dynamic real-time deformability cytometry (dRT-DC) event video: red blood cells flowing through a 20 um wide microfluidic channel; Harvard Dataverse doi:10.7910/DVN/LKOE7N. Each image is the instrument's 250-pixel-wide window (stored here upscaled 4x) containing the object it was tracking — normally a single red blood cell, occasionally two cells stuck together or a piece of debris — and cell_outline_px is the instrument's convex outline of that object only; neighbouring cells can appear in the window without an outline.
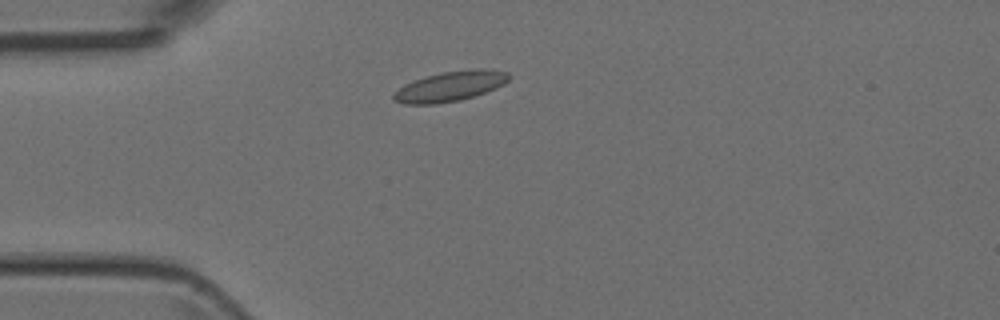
{"species": "Egyptian fruit bat (a non-hibernating species)", "species_latin": "Rousettus aegyptiacus", "temperature_condition": "room temperature", "stored_images_in_passage": 2, "camera_frame_rate_fps": 3000, "um_per_image_px": 0.085, "animal": {"sex": "female"}, "frame": {"image": 1, "passage_image": 1, "time_ms": 0.0, "image_size_px": [1000, 320], "cell_outline_px": [[512, 76], [504, 84], [496, 88], [460, 100], [436, 104], [404, 104], [392, 100], [392, 96], [404, 84], [440, 72], [472, 68], [484, 68], [508, 72]], "centroid_in_image_um": [38.29, 7.32], "position_along_channel_um": 46.7, "area_um2": 20.17}}